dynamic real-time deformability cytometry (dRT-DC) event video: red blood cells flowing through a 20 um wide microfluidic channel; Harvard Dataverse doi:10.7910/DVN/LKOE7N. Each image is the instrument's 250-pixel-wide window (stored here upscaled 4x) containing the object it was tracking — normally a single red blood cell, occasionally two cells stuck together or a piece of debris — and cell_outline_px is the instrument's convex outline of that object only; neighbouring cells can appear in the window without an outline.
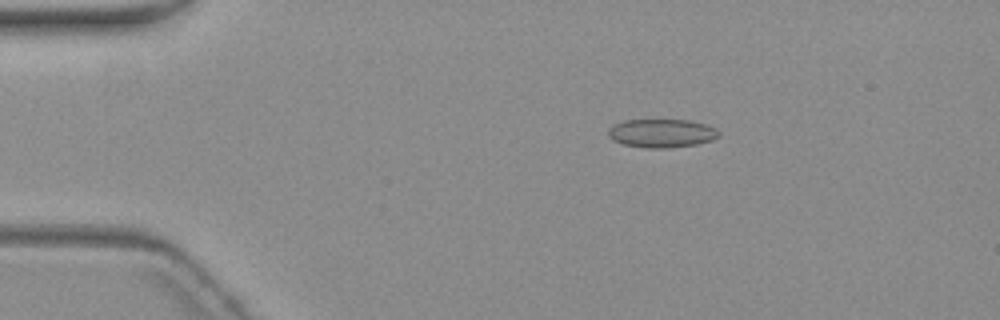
{"species": "common noctule bat (a hibernating species)", "species_latin": "Nyctalus noctula", "temperature_condition": "warm", "stored_images_in_passage": 6, "camera_frame_rate_fps": 3000, "um_per_image_px": 0.085, "animal": {"sex": "female", "body_mass_g": 19.3, "forearm_length_mm": 54.1}, "frame": {"image": 1, "passage_image": 3, "time_ms": 2.333, "image_size_px": [1000, 320], "cell_outline_px": [[720, 136], [712, 140], [696, 144], [664, 148], [648, 148], [624, 144], [612, 140], [608, 136], [608, 128], [612, 124], [624, 120], [688, 120], [704, 124], [716, 128], [720, 132]], "centroid_in_image_um": [56.22, 11.32], "position_along_channel_um": 28.8, "area_um2": 18.38}}
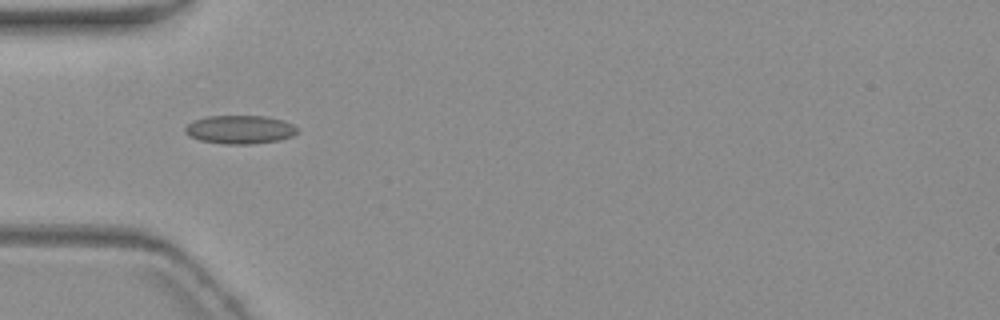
{"frame": {"image": 2, "passage_image": 5, "time_ms": 5.0, "image_size_px": [1000, 320], "cell_outline_px": [[300, 132], [292, 136], [280, 140], [252, 144], [224, 144], [200, 140], [188, 136], [184, 132], [184, 128], [188, 124], [196, 120], [208, 116], [264, 116], [284, 120], [300, 128]], "centroid_in_image_um": [20.44, 11.02], "position_along_channel_um": 64.6, "area_um2": 18.79}}
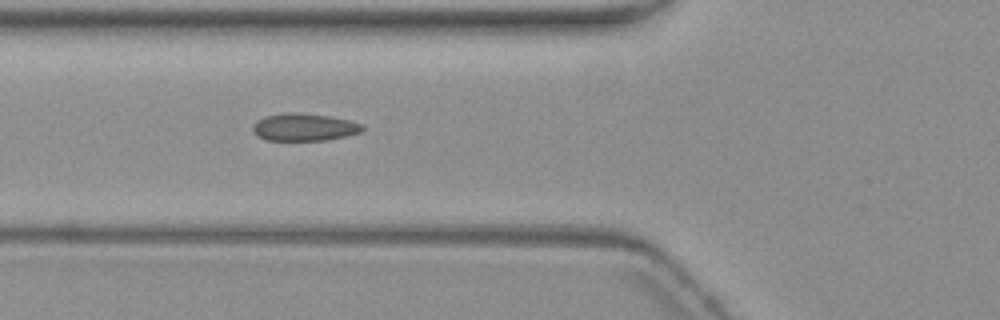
{"frame": {"image": 3, "passage_image": 6, "time_ms": 6.0, "image_size_px": [1000, 320], "cell_outline_px": [[364, 128], [360, 132], [348, 136], [328, 140], [264, 140], [256, 136], [252, 132], [252, 128], [256, 120], [264, 116], [292, 112], [328, 116], [348, 120], [360, 124]], "centroid_in_image_um": [25.8, 10.82], "position_along_channel_um": 100.0, "area_um2": 17.51}}